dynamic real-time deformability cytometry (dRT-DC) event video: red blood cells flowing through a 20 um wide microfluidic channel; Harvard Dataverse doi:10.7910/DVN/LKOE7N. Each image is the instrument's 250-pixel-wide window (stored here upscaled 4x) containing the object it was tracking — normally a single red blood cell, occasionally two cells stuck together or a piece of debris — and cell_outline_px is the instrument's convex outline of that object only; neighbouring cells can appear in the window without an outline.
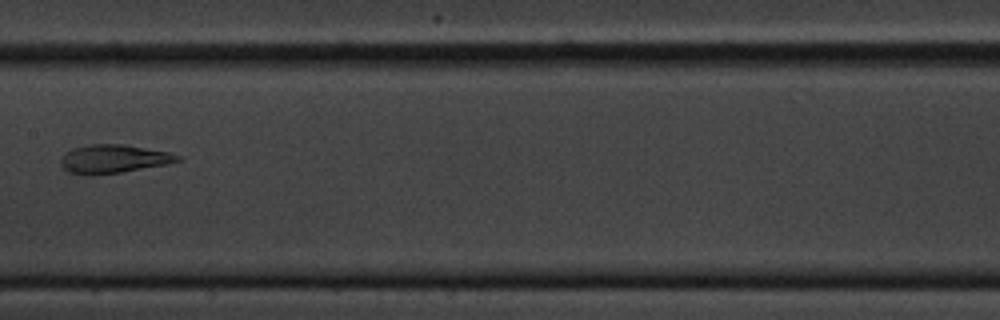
{"species": "common noctule bat (a hibernating species)", "species_latin": "Nyctalus noctula", "temperature_condition": "cold", "stored_images_in_passage": 15, "camera_frame_rate_fps": 3000, "um_per_image_px": 0.085, "animal": {"sex": "male", "body_mass_g": 20.1, "forearm_length_mm": 53.5}, "frame": {"image": 1, "passage_image": 7, "time_ms": 8.0, "image_size_px": [1000, 320], "cell_outline_px": [[180, 160], [168, 164], [120, 172], [68, 172], [60, 164], [60, 156], [64, 152], [72, 148], [92, 144], [124, 144], [168, 152], [180, 156]], "centroid_in_image_um": [9.65, 13.46], "position_along_channel_um": 197.7, "area_um2": 18.73}}
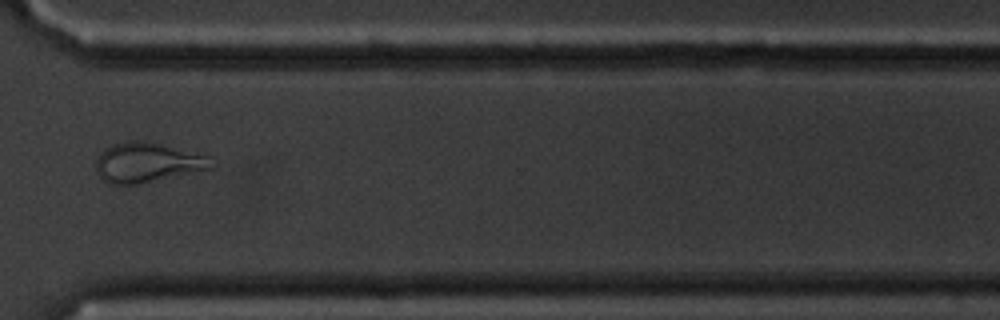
{"frame": {"image": 2, "passage_image": 11, "time_ms": 12.667, "image_size_px": [1000, 320], "cell_outline_px": [[212, 168], [136, 184], [112, 184], [104, 180], [96, 172], [96, 160], [100, 152], [104, 148], [112, 144], [132, 140], [140, 140], [160, 144], [208, 156]], "centroid_in_image_um": [12.43, 13.8], "position_along_channel_um": 358.2, "area_um2": 26.13}, "authors_computed_cell_mechanics": {"area_um2": 19.1896, "velocity_mm_per_s": 3.4386, "shape_relaxation_time_tau1_ms": 5.9553, "shape_relaxation_time_tau2_ms": 5.0257, "deformation_change_tau1": null, "deformation_change_tau2": 0.1138}}